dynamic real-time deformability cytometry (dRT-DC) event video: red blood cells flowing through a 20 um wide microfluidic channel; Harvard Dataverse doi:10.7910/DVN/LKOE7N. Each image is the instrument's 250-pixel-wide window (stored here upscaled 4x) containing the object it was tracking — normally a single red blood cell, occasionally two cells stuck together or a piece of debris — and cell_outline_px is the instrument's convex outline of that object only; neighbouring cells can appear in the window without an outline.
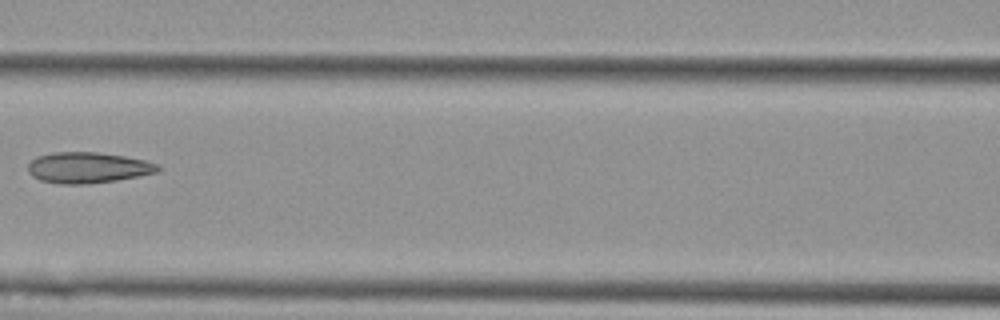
{"species": "Egyptian fruit bat (a non-hibernating species)", "species_latin": "Rousettus aegyptiacus", "temperature_condition": "cold", "stored_images_in_passage": 4, "camera_frame_rate_fps": 3000, "um_per_image_px": 0.085, "animal": {"sex": "female"}, "frame": {"image": 1, "passage_image": 3, "time_ms": 2.333, "image_size_px": [1000, 320], "cell_outline_px": [[160, 168], [156, 172], [140, 176], [116, 180], [88, 184], [60, 184], [40, 180], [32, 176], [28, 172], [28, 164], [36, 156], [56, 152], [96, 152], [124, 156], [144, 160], [160, 164]], "centroid_in_image_um": [7.46, 14.25], "position_along_channel_um": 159.1, "area_um2": 23.41}}
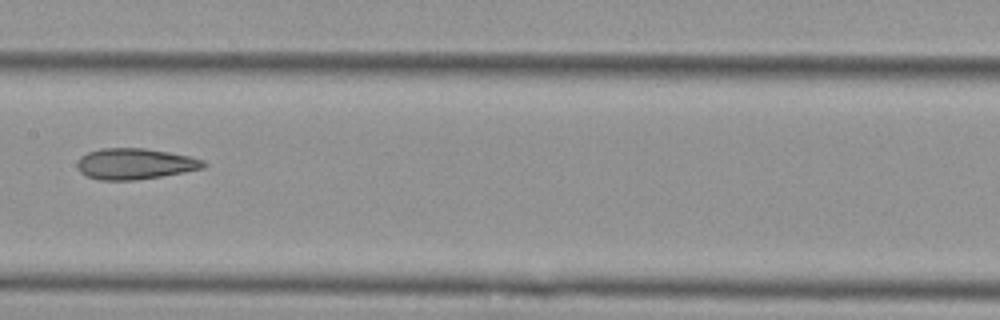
{"frame": {"image": 2, "passage_image": 4, "time_ms": 3.333, "image_size_px": [1000, 320], "cell_outline_px": [[208, 164], [204, 168], [184, 172], [136, 180], [100, 180], [88, 176], [80, 172], [76, 164], [80, 156], [88, 152], [100, 148], [144, 148], [168, 152], [188, 156], [204, 160]], "centroid_in_image_um": [11.46, 13.92], "position_along_channel_um": 195.9, "area_um2": 22.77}}